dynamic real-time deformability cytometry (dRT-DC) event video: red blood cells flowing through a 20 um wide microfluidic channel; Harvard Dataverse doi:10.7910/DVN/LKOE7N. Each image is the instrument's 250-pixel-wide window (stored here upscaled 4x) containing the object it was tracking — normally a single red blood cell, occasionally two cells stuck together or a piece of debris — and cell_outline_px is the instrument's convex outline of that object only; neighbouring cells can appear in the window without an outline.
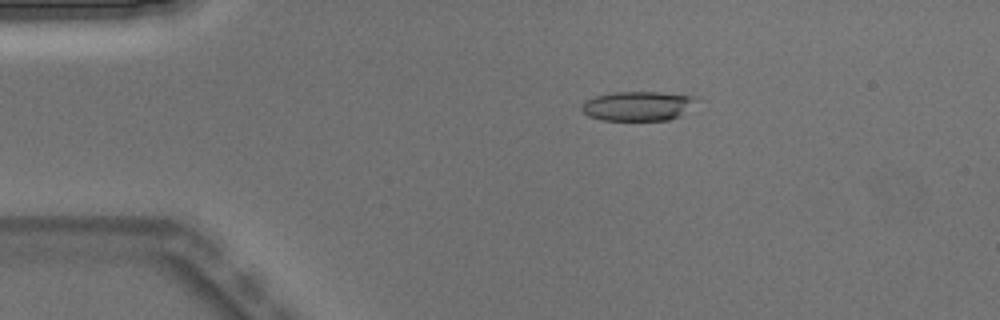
{"species": "Egyptian fruit bat (a non-hibernating species)", "species_latin": "Rousettus aegyptiacus", "temperature_condition": "warm", "stored_images_in_passage": 5, "camera_frame_rate_fps": 3000, "um_per_image_px": 0.085, "animal": {"sex": "male"}, "frame": {"image": 1, "passage_image": 3, "time_ms": 0.667, "image_size_px": [1000, 320], "cell_outline_px": [[700, 96], [680, 116], [668, 120], [604, 120], [588, 116], [580, 108], [580, 104], [584, 100], [596, 96], [612, 92], [660, 92]], "centroid_in_image_um": [54.18, 9.0], "position_along_channel_um": 30.8, "area_um2": 19.77}}
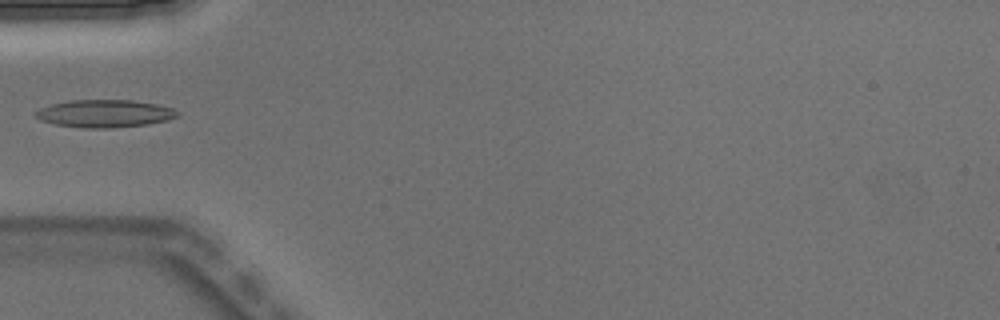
{"frame": {"image": 2, "passage_image": 5, "time_ms": 1.333, "image_size_px": [1000, 320], "cell_outline_px": [[180, 116], [168, 120], [148, 124], [112, 128], [80, 128], [56, 124], [40, 120], [36, 116], [36, 112], [40, 108], [52, 104], [72, 100], [132, 100], [160, 104], [172, 108], [180, 112]], "centroid_in_image_um": [8.96, 9.65], "position_along_channel_um": 76.0, "area_um2": 22.95}}